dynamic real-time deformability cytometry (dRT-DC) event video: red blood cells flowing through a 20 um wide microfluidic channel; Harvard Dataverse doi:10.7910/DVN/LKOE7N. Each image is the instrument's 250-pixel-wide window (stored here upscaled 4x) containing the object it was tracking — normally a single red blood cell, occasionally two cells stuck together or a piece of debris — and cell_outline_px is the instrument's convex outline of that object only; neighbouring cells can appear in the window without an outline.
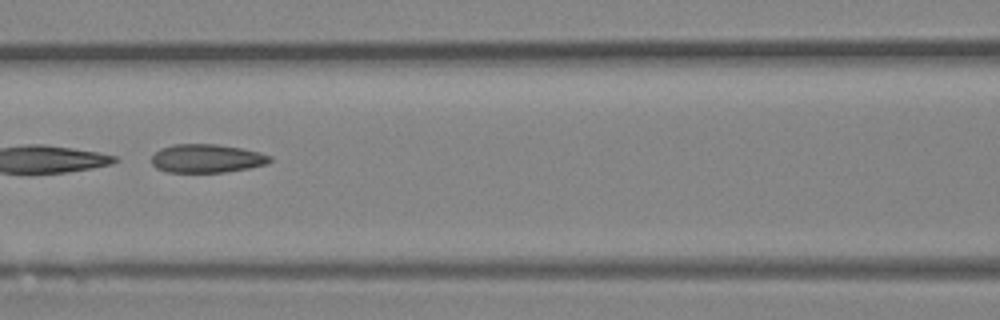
{"species": "Egyptian fruit bat (a non-hibernating species)", "species_latin": "Rousettus aegyptiacus", "temperature_condition": "room temperature", "stored_images_in_passage": 46, "camera_frame_rate_fps": 3000, "um_per_image_px": 0.085, "animal": {"sex": "female"}, "frame": {"image": 1, "passage_image": 20, "time_ms": 6.333, "image_size_px": [1000, 320], "cell_outline_px": [[272, 160], [268, 164], [248, 168], [224, 172], [168, 172], [156, 168], [152, 164], [152, 156], [160, 148], [172, 144], [216, 144], [240, 148], [260, 152], [272, 156]], "centroid_in_image_um": [17.58, 13.46], "position_along_channel_um": 149.0, "area_um2": 19.71}}